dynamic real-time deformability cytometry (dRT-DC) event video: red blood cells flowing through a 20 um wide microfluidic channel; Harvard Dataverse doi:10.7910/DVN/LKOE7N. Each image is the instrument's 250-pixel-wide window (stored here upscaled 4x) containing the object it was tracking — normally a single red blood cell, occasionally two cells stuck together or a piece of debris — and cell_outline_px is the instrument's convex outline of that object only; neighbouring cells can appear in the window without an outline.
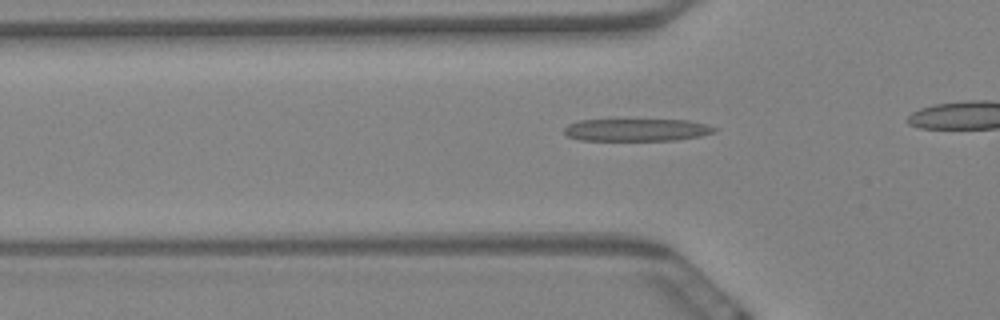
{"species": "Egyptian fruit bat (a non-hibernating species)", "species_latin": "Rousettus aegyptiacus", "temperature_condition": "warm", "stored_images_in_passage": 41, "camera_frame_rate_fps": 3000, "um_per_image_px": 0.085, "animal": {"sex": "female"}, "frame": {"image": 1, "passage_image": 14, "time_ms": 4.333, "image_size_px": [1000, 320], "cell_outline_px": [[720, 128], [712, 132], [700, 136], [676, 140], [580, 140], [568, 136], [564, 132], [564, 128], [568, 124], [580, 120], [688, 120]], "centroid_in_image_um": [54.11, 11.04], "position_along_channel_um": 71.7, "area_um2": 19.48}}
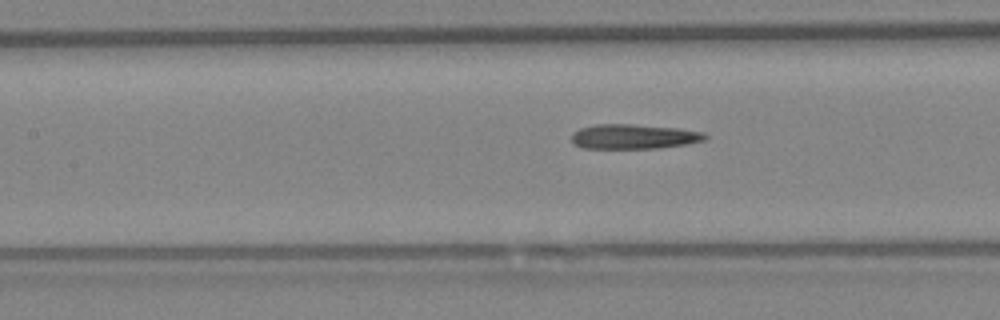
{"frame": {"image": 2, "passage_image": 21, "time_ms": 6.667, "image_size_px": [1000, 320], "cell_outline_px": [[708, 136], [704, 140], [688, 144], [656, 148], [580, 148], [572, 140], [572, 132], [580, 128], [596, 124], [632, 124], [680, 128], [704, 132]], "centroid_in_image_um": [53.88, 11.6], "position_along_channel_um": 153.5, "area_um2": 19.31}}
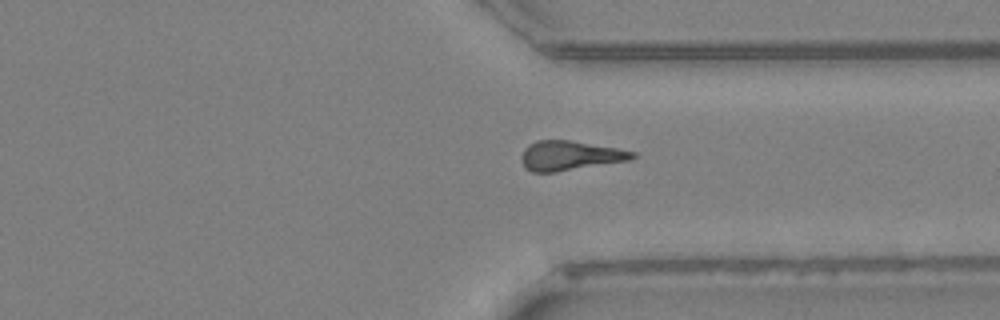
{"frame": {"image": 3, "passage_image": 39, "time_ms": 12.667, "image_size_px": [1000, 320], "cell_outline_px": [[640, 156], [632, 160], [556, 172], [532, 172], [524, 168], [520, 160], [520, 156], [524, 148], [528, 144], [536, 140], [568, 140], [616, 148], [636, 152]], "centroid_in_image_um": [48.44, 13.23], "position_along_channel_um": 363.0, "area_um2": 19.42}}